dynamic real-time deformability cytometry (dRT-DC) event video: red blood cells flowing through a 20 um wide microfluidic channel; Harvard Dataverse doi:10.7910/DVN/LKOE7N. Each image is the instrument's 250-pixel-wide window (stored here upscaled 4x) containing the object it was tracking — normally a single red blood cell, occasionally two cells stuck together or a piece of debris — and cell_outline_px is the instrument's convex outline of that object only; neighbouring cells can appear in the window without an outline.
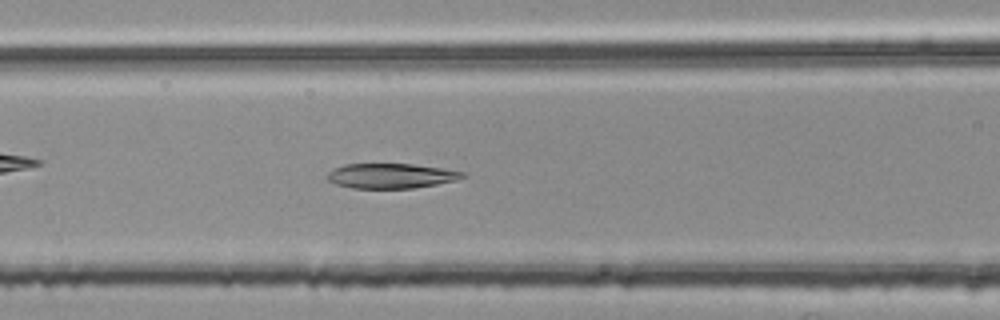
{"species": "common noctule bat (a hibernating species)", "species_latin": "Nyctalus noctula", "temperature_condition": "room temperature", "stored_images_in_passage": 51, "camera_frame_rate_fps": 3000, "um_per_image_px": 0.085, "animal": {"sex": "female", "body_mass_g": 25.1}, "frame": {"image": 1, "passage_image": 20, "time_ms": 6.333, "image_size_px": [1000, 320], "cell_outline_px": [[468, 176], [456, 180], [436, 184], [412, 188], [352, 188], [336, 184], [328, 180], [324, 176], [332, 168], [344, 164], [412, 164], [440, 168], [464, 172]], "centroid_in_image_um": [33.19, 14.94], "position_along_channel_um": 133.4, "area_um2": 19.65}}
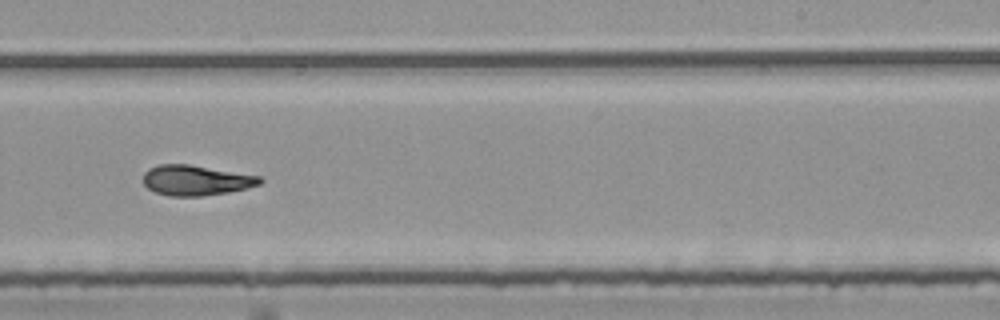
{"frame": {"image": 2, "passage_image": 31, "time_ms": 10.0, "image_size_px": [1000, 320], "cell_outline_px": [[264, 180], [260, 184], [248, 188], [228, 192], [200, 196], [168, 196], [156, 192], [148, 188], [144, 184], [144, 172], [148, 168], [160, 164], [188, 164], [260, 176]], "centroid_in_image_um": [16.66, 15.32], "position_along_channel_um": 272.3, "area_um2": 20.52}}
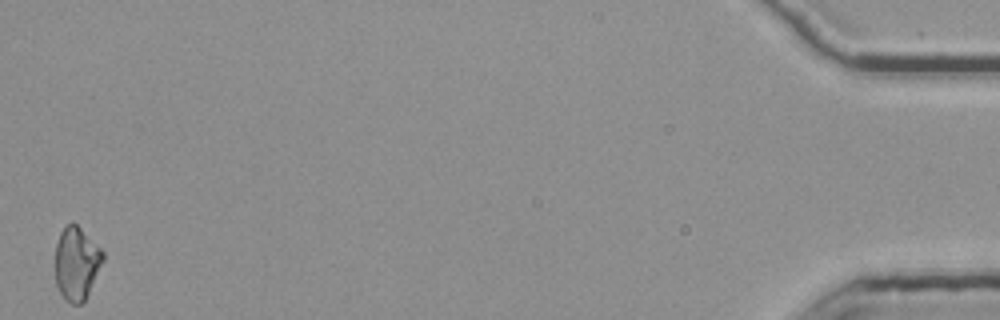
{"frame": {"image": 3, "passage_image": 51, "time_ms": 16.667, "image_size_px": [1000, 320], "cell_outline_px": [[104, 260], [84, 300], [80, 304], [72, 304], [60, 292], [56, 284], [56, 244], [60, 232], [68, 224], [76, 224], [104, 252]], "centroid_in_image_um": [6.51, 22.38], "position_along_channel_um": 428.7, "area_um2": 19.77}, "authors_computed_cell_mechanics": {"area_um2": 20.6924, "velocity_mm_per_s": 3.7989, "shape_relaxation_time_tau1_ms": null, "shape_relaxation_time_tau2_ms": 6.7567, "deformation_change_tau1": null, "deformation_change_tau2": 0.1491}}